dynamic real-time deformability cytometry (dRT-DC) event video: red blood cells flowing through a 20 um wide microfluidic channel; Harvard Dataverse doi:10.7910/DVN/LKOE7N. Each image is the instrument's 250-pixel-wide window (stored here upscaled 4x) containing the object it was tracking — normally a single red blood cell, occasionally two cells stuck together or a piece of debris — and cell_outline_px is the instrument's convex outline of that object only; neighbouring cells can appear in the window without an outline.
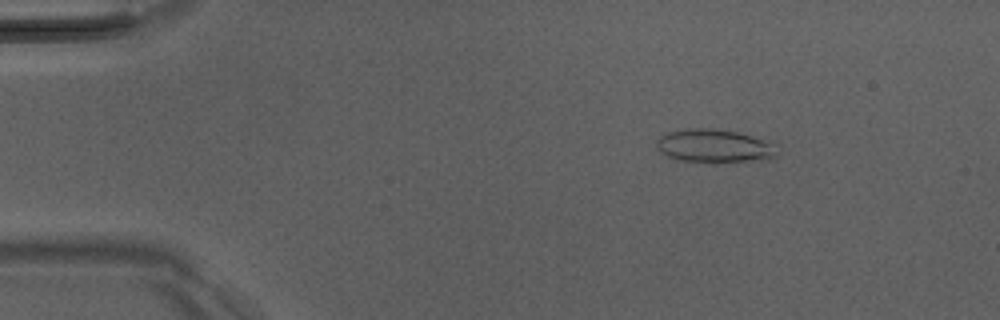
{"species": "Egyptian fruit bat (a non-hibernating species)", "species_latin": "Rousettus aegyptiacus", "temperature_condition": "room temperature", "stored_images_in_passage": 51, "camera_frame_rate_fps": 3000, "um_per_image_px": 0.085, "animal": {"sex": "male"}, "frame": {"image": 1, "passage_image": 8, "time_ms": 2.333, "image_size_px": [1000, 320], "cell_outline_px": [[776, 156], [736, 164], [712, 164], [680, 160], [668, 156], [656, 144], [656, 140], [660, 136], [668, 132], [684, 128], [716, 128], [736, 132], [752, 136], [768, 144]], "centroid_in_image_um": [60.62, 12.43], "position_along_channel_um": 24.4, "area_um2": 23.35}}
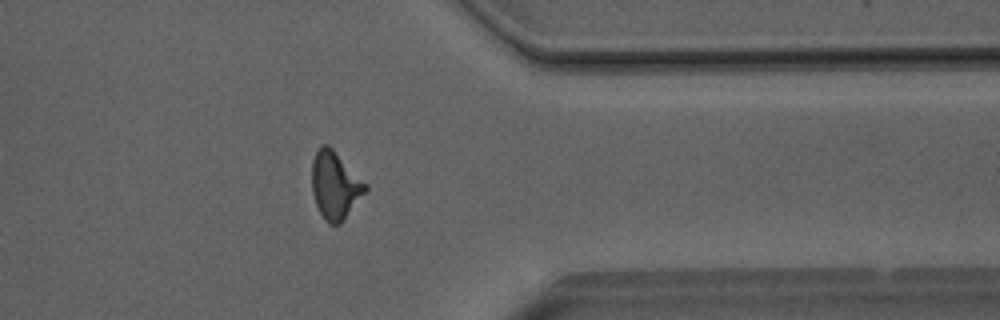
{"frame": {"image": 2, "passage_image": 41, "time_ms": 13.333, "image_size_px": [1000, 320], "cell_outline_px": [[368, 188], [344, 220], [340, 224], [328, 224], [324, 220], [316, 204], [312, 192], [312, 160], [316, 148], [320, 144], [328, 144], [368, 184]], "centroid_in_image_um": [28.47, 15.73], "position_along_channel_um": 382.9, "area_um2": 21.21}}
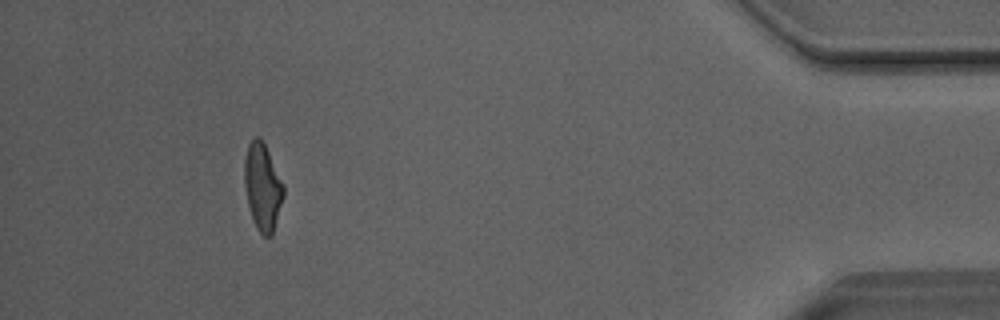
{"frame": {"image": 3, "passage_image": 47, "time_ms": 15.333, "image_size_px": [1000, 320], "cell_outline_px": [[284, 196], [272, 236], [264, 236], [256, 228], [252, 220], [248, 204], [244, 184], [244, 160], [248, 144], [256, 136], [260, 136], [284, 184]], "centroid_in_image_um": [22.31, 15.9], "position_along_channel_um": 412.9, "area_um2": 19.83}, "authors_computed_cell_mechanics": {"area_um2": 20.519, "velocity_mm_per_s": 4.0693, "shape_relaxation_time_tau1_ms": 4.8983, "shape_relaxation_time_tau2_ms": 1.6735, "deformation_change_tau1": 0.1911, "deformation_change_tau2": 0.1166}}